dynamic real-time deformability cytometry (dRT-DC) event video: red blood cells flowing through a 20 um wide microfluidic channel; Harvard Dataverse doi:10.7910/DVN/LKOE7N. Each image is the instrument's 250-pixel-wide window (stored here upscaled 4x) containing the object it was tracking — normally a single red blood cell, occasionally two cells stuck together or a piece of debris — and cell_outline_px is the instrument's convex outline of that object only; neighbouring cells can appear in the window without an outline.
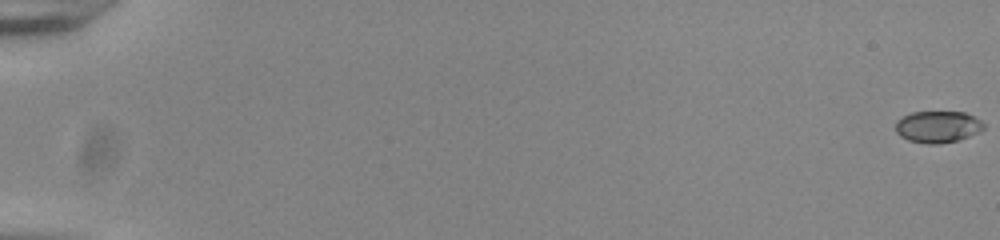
{"species": "common noctule bat (a hibernating species)", "species_latin": "Nyctalus noctula", "temperature_condition": "room temperature", "stored_images_in_passage": 56, "camera_frame_rate_fps": 3000, "um_per_image_px": 0.085, "animal": {"sex": "male", "body_mass_g": 20.0, "forearm_length_mm": 53.3}, "frame": {"image": 1, "passage_image": 1, "time_ms": 0.0, "image_size_px": [1000, 240], "cell_outline_px": [[984, 128], [960, 140], [940, 144], [928, 144], [908, 140], [900, 136], [896, 132], [896, 124], [904, 116], [912, 112], [964, 112], [980, 120], [984, 124]], "centroid_in_image_um": [79.7, 10.79], "position_along_channel_um": 5.3, "area_um2": 16.07}}
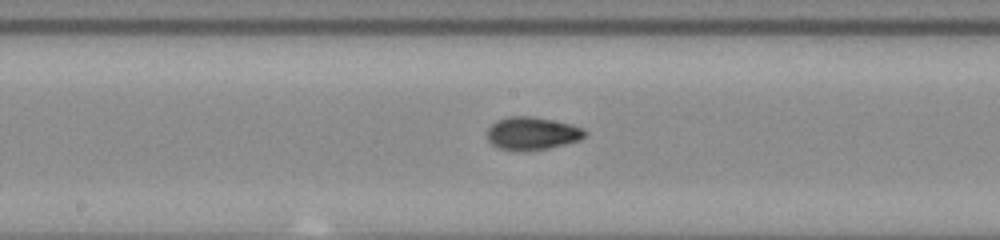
{"frame": {"image": 2, "passage_image": 32, "time_ms": 10.333, "image_size_px": [1000, 240], "cell_outline_px": [[588, 132], [580, 140], [548, 148], [524, 152], [516, 152], [500, 148], [492, 144], [488, 140], [488, 128], [496, 120], [508, 116], [532, 116], [552, 120], [568, 124], [580, 128]], "centroid_in_image_um": [45.19, 11.35], "position_along_channel_um": 203.0, "area_um2": 18.73}}
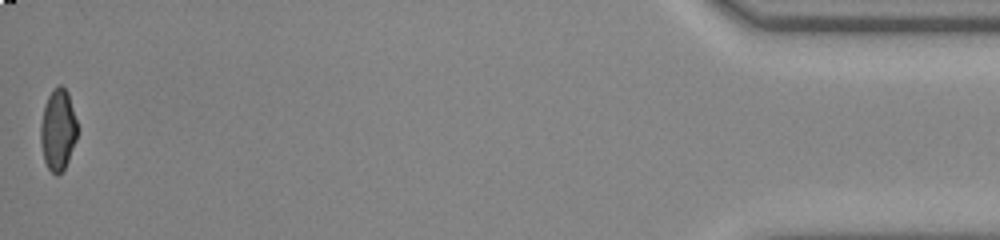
{"frame": {"image": 3, "passage_image": 56, "time_ms": 18.333, "image_size_px": [1000, 240], "cell_outline_px": [[80, 128], [76, 140], [68, 160], [64, 168], [56, 176], [48, 168], [44, 160], [40, 140], [40, 124], [44, 104], [48, 96], [60, 84], [68, 92]], "centroid_in_image_um": [4.95, 11.02], "position_along_channel_um": 430.3, "area_um2": 17.63}, "authors_computed_cell_mechanics": {"area_um2": 17.3978, "velocity_mm_per_s": 3.8824, "shape_relaxation_time_tau1_ms": 7.7639, "shape_relaxation_time_tau2_ms": 1.4671, "deformation_change_tau1": 0.2195, "deformation_change_tau2": 0.0526}}